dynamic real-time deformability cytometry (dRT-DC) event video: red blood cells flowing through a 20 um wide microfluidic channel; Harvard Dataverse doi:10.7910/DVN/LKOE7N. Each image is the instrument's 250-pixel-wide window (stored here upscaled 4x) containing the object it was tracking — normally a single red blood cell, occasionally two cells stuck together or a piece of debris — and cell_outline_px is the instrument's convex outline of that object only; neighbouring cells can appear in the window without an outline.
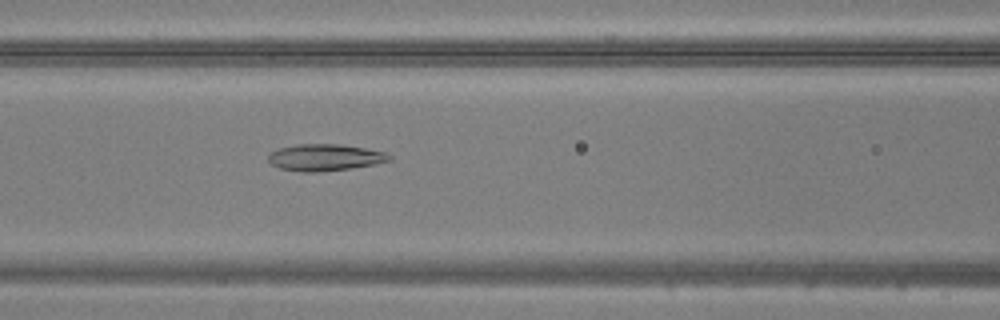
{"species": "common noctule bat (a hibernating species)", "species_latin": "Nyctalus noctula", "temperature_condition": "warm", "stored_images_in_passage": 32, "camera_frame_rate_fps": 3000, "um_per_image_px": 0.085, "animal": {"sex": "male", "body_mass_g": 20.5, "forearm_length_mm": 52.5}, "frame": {"image": 1, "passage_image": 6, "time_ms": 1.667, "image_size_px": [1000, 320], "cell_outline_px": [[392, 160], [352, 168], [316, 172], [300, 172], [280, 168], [272, 164], [268, 160], [268, 156], [272, 152], [280, 148], [296, 144], [340, 144], [364, 148], [384, 152], [392, 156]], "centroid_in_image_um": [27.61, 13.38], "position_along_channel_um": 139.0, "area_um2": 18.67}}
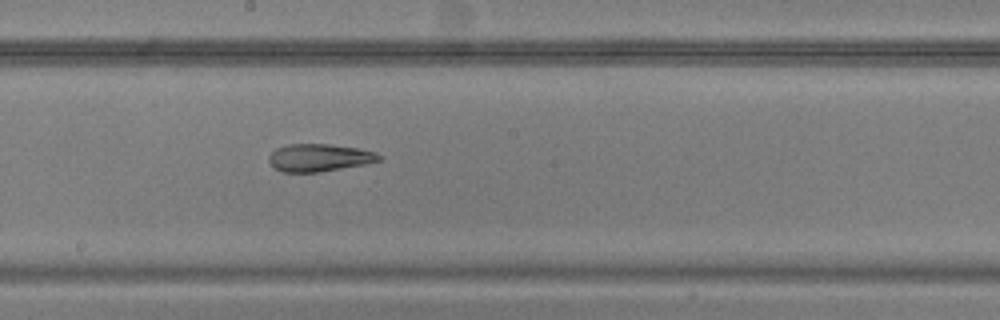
{"frame": {"image": 2, "passage_image": 12, "time_ms": 3.667, "image_size_px": [1000, 320], "cell_outline_px": [[384, 156], [380, 160], [368, 164], [320, 172], [284, 172], [276, 168], [268, 160], [268, 156], [276, 148], [288, 144], [328, 144], [356, 148], [376, 152]], "centroid_in_image_um": [27.17, 13.4], "position_along_channel_um": 221.0, "area_um2": 17.74}}
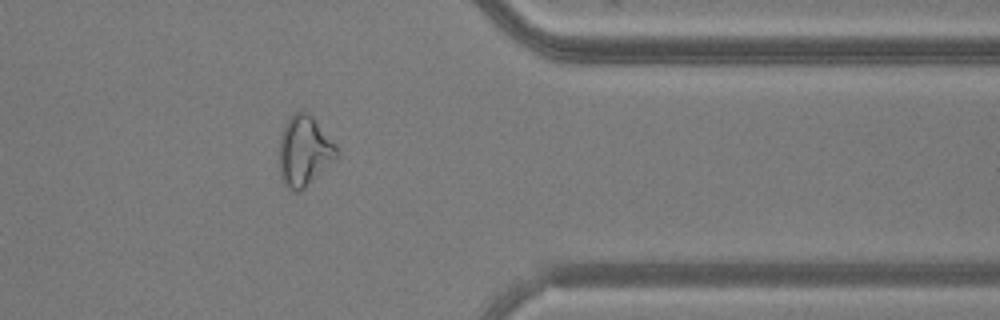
{"frame": {"image": 3, "passage_image": 25, "time_ms": 8.0, "image_size_px": [1000, 320], "cell_outline_px": [[340, 152], [336, 160], [300, 192], [296, 192], [288, 188], [284, 184], [280, 176], [280, 136], [284, 124], [296, 112], [308, 112], [312, 116], [336, 144]], "centroid_in_image_um": [25.89, 12.86], "position_along_channel_um": 385.5, "area_um2": 23.58}}